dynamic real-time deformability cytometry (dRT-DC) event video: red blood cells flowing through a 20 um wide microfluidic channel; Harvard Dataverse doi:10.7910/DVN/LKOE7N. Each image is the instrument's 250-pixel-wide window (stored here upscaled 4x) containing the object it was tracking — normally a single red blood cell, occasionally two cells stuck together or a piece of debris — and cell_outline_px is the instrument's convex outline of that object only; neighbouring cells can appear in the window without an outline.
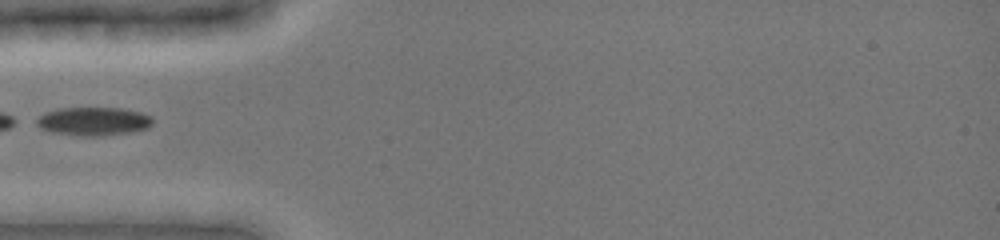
{"species": "common noctule bat (a hibernating species)", "species_latin": "Nyctalus noctula", "temperature_condition": "cold", "stored_images_in_passage": 25, "camera_frame_rate_fps": 3000, "um_per_image_px": 0.085, "animal": {"sex": "female", "body_mass_g": 19.0, "forearm_length_mm": 51.5}, "frame": {"image": 1, "passage_image": 1, "time_ms": 0.0, "image_size_px": [1000, 240], "cell_outline_px": [[152, 124], [148, 128], [128, 132], [100, 136], [80, 136], [52, 132], [40, 128], [28, 120], [44, 112], [56, 108], [124, 108], [140, 112], [152, 116]], "centroid_in_image_um": [7.83, 10.3], "position_along_channel_um": 77.2, "area_um2": 19.71}}
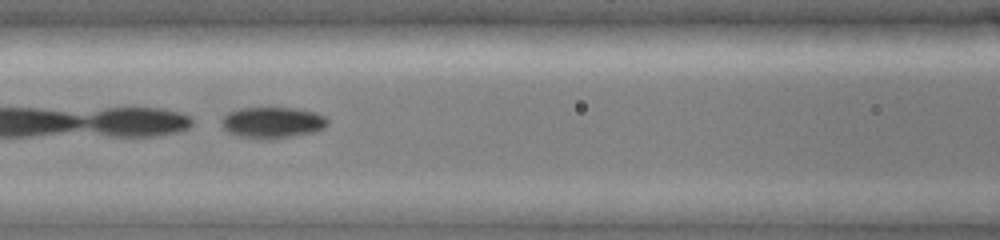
{"frame": {"image": 2, "passage_image": 4, "time_ms": 1.667, "image_size_px": [1000, 240], "cell_outline_px": [[328, 124], [324, 128], [312, 132], [272, 140], [240, 136], [228, 132], [220, 124], [220, 120], [228, 112], [240, 108], [296, 108], [316, 112], [324, 116], [328, 120]], "centroid_in_image_um": [23.15, 10.41], "position_along_channel_um": 143.5, "area_um2": 19.31}}